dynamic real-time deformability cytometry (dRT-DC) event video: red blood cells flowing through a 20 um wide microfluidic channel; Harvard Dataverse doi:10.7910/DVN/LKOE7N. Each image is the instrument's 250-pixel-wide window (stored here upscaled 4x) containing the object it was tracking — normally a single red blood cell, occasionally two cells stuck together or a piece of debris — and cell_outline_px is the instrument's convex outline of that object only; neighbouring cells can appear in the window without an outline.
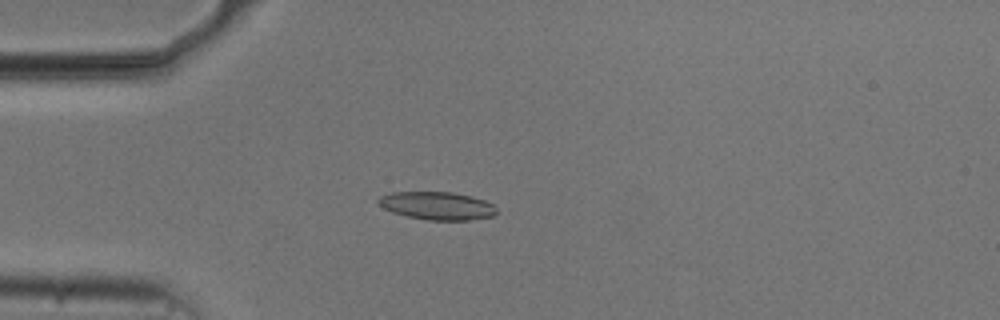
{"species": "common noctule bat (a hibernating species)", "species_latin": "Nyctalus noctula", "temperature_condition": "cold", "stored_images_in_passage": 54, "camera_frame_rate_fps": 3000, "um_per_image_px": 0.085, "animal": {"sex": "male", "body_mass_g": 20.5, "forearm_length_mm": 52.5}, "frame": {"image": 1, "passage_image": 15, "time_ms": 4.667, "image_size_px": [1000, 320], "cell_outline_px": [[496, 212], [492, 216], [468, 220], [428, 220], [408, 216], [392, 212], [376, 204], [376, 200], [380, 196], [392, 192], [452, 192], [472, 196], [484, 200], [492, 204], [496, 208]], "centroid_in_image_um": [37.12, 17.48], "position_along_channel_um": 47.9, "area_um2": 19.25}}
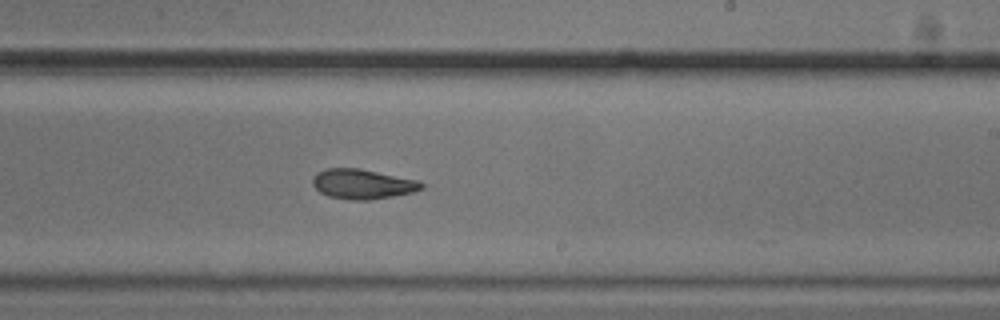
{"frame": {"image": 2, "passage_image": 33, "time_ms": 10.667, "image_size_px": [1000, 320], "cell_outline_px": [[428, 184], [424, 188], [412, 192], [392, 196], [368, 200], [352, 200], [328, 196], [320, 192], [312, 184], [312, 180], [316, 172], [324, 168], [360, 168], [416, 180]], "centroid_in_image_um": [30.81, 15.63], "position_along_channel_um": 258.2, "area_um2": 18.96}}
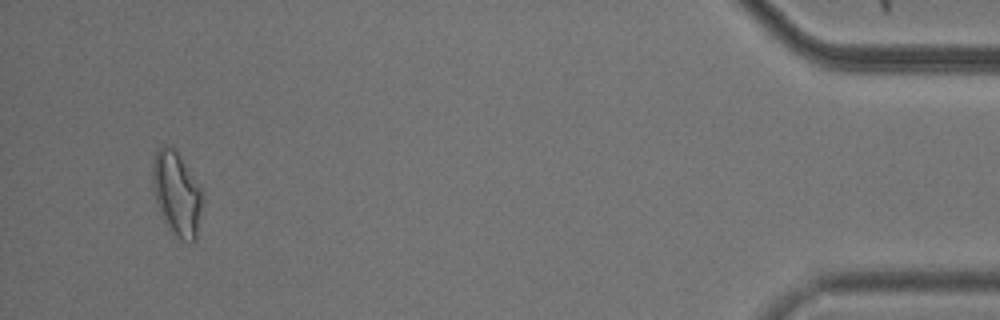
{"frame": {"image": 3, "passage_image": 52, "time_ms": 17.0, "image_size_px": [1000, 320], "cell_outline_px": [[204, 196], [196, 240], [188, 244], [176, 236], [164, 220], [160, 212], [156, 200], [152, 184], [152, 164], [156, 148], [164, 144], [172, 144], [204, 188]], "centroid_in_image_um": [15.06, 16.39], "position_along_channel_um": 420.1, "area_um2": 25.26}, "authors_computed_cell_mechanics": {"area_um2": 19.2185, "velocity_mm_per_s": 3.7366, "shape_relaxation_time_tau1_ms": 3.2434, "shape_relaxation_time_tau2_ms": 3.4152, "deformation_change_tau1": 0.1172, "deformation_change_tau2": 0.1098}}